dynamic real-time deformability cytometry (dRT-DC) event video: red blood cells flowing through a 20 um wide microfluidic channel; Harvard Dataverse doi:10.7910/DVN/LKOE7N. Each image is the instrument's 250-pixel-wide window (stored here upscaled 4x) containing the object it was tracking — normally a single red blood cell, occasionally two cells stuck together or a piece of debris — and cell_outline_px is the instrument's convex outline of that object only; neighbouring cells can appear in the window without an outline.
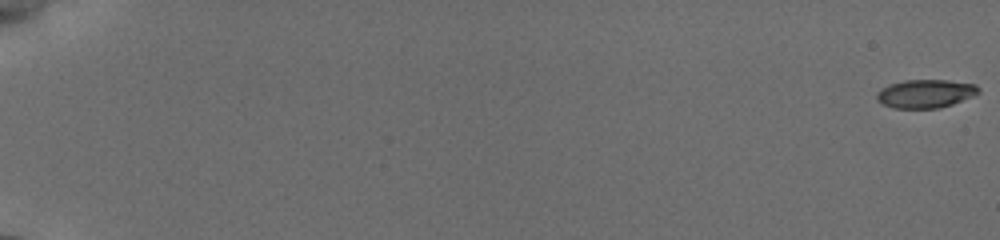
{"species": "common noctule bat (a hibernating species)", "species_latin": "Nyctalus noctula", "temperature_condition": "cold", "stored_images_in_passage": 29, "camera_frame_rate_fps": 3000, "um_per_image_px": 0.085, "animal": {"sex": "female", "body_mass_g": 19.5, "forearm_length_mm": 54.1}, "frame": {"image": 1, "passage_image": 1, "time_ms": 0.0, "image_size_px": [1000, 240], "cell_outline_px": [[980, 92], [972, 96], [952, 104], [940, 108], [892, 108], [876, 100], [876, 92], [880, 88], [888, 84], [904, 80], [948, 80], [976, 84], [980, 88]], "centroid_in_image_um": [78.64, 7.95], "position_along_channel_um": 6.4, "area_um2": 16.99}}
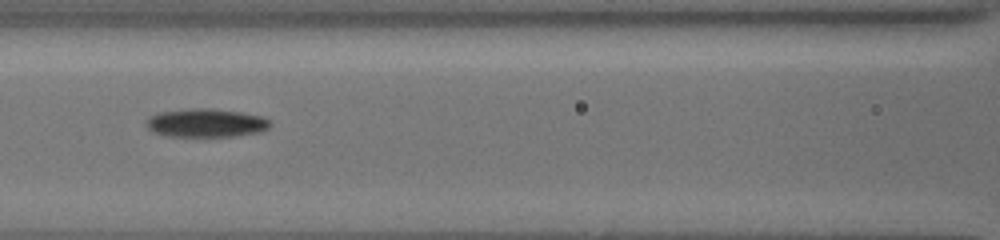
{"frame": {"image": 2, "passage_image": 17, "time_ms": 9.333, "image_size_px": [1000, 240], "cell_outline_px": [[272, 124], [268, 128], [260, 132], [232, 136], [168, 136], [156, 132], [148, 128], [148, 116], [160, 112], [192, 108], [212, 108], [244, 112], [264, 116], [272, 120]], "centroid_in_image_um": [17.6, 10.43], "position_along_channel_um": 149.0, "area_um2": 20.63}}
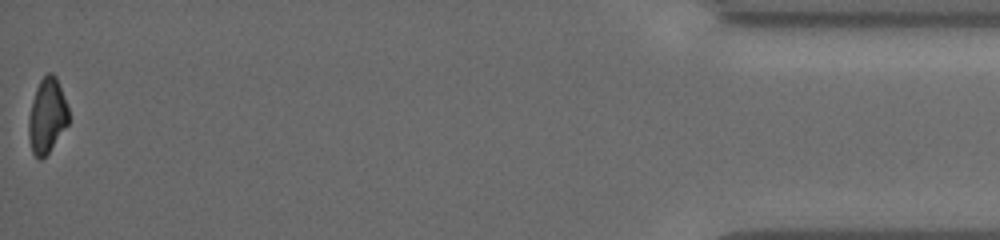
{"frame": {"image": 3, "passage_image": 29, "time_ms": 18.667, "image_size_px": [1000, 240], "cell_outline_px": [[68, 124], [48, 152], [40, 160], [32, 152], [28, 136], [28, 116], [32, 100], [36, 88], [40, 80], [48, 72], [52, 72], [56, 76], [68, 108]], "centroid_in_image_um": [3.98, 9.82], "position_along_channel_um": 431.2, "area_um2": 17.28}, "authors_computed_cell_mechanics": {"area_um2": 18.207, "velocity_mm_per_s": 3.8523, "shape_relaxation_time_tau1_ms": 5.0478, "shape_relaxation_time_tau2_ms": null, "deformation_change_tau1": 0.1407, "deformation_change_tau2": null}}